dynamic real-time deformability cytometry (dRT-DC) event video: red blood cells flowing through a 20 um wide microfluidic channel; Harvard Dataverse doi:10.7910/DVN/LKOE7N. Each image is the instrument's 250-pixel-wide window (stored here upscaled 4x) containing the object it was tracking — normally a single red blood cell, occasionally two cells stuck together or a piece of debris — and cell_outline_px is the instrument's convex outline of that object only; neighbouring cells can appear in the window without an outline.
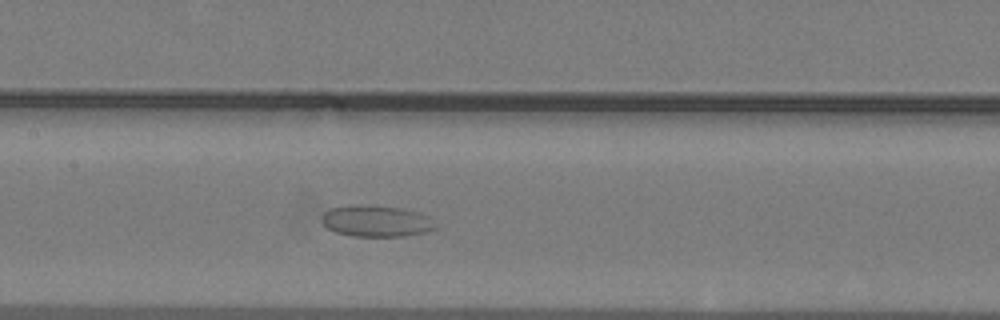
{"species": "common noctule bat (a hibernating species)", "species_latin": "Nyctalus noctula", "temperature_condition": "warm", "stored_images_in_passage": 41, "camera_frame_rate_fps": 3000, "um_per_image_px": 0.085, "animal": {"sex": "male", "body_mass_g": 19.2, "forearm_length_mm": 51.8}, "frame": {"image": 1, "passage_image": 16, "time_ms": 5.0, "image_size_px": [1000, 320], "cell_outline_px": [[436, 228], [424, 232], [404, 236], [352, 236], [336, 232], [328, 228], [320, 220], [324, 212], [332, 208], [352, 204], [368, 204], [400, 208], [416, 212], [428, 216], [436, 224]], "centroid_in_image_um": [31.95, 18.78], "position_along_channel_um": 175.4, "area_um2": 20.81}}
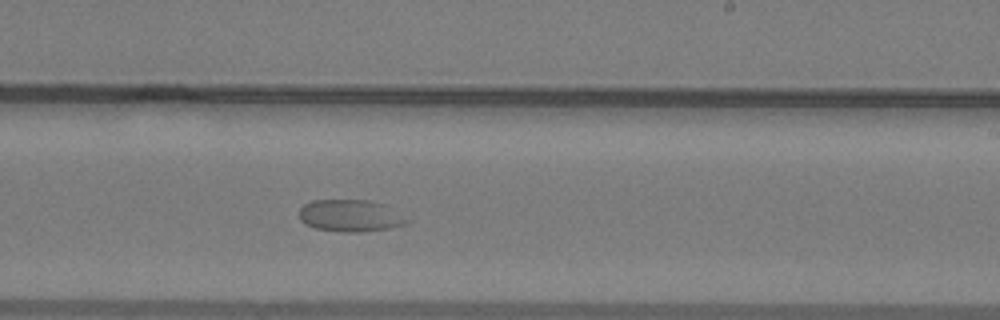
{"frame": {"image": 2, "passage_image": 22, "time_ms": 7.0, "image_size_px": [1000, 320], "cell_outline_px": [[412, 220], [404, 224], [388, 228], [360, 232], [340, 232], [316, 228], [304, 224], [300, 220], [300, 208], [304, 204], [312, 200], [368, 200], [384, 204]], "centroid_in_image_um": [29.77, 18.33], "position_along_channel_um": 259.2, "area_um2": 20.11}}
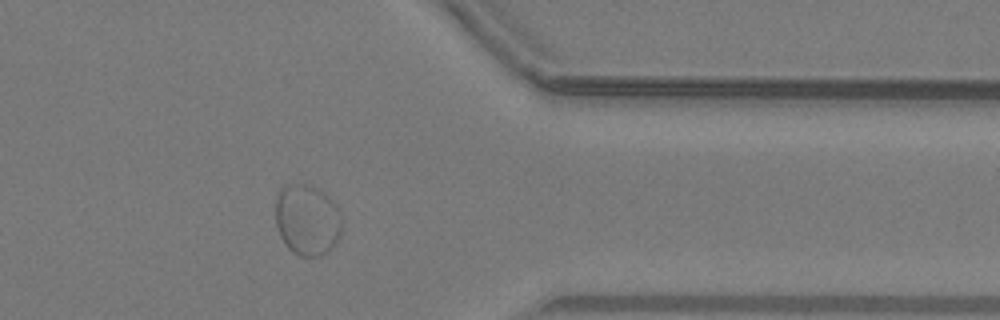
{"frame": {"image": 3, "passage_image": 32, "time_ms": 10.333, "image_size_px": [1000, 320], "cell_outline_px": [[340, 232], [336, 244], [328, 252], [320, 256], [300, 256], [292, 252], [288, 248], [280, 236], [276, 224], [276, 196], [280, 188], [284, 184], [308, 184], [324, 192], [336, 204], [340, 216]], "centroid_in_image_um": [26.09, 18.68], "position_along_channel_um": 385.3, "area_um2": 27.63}}